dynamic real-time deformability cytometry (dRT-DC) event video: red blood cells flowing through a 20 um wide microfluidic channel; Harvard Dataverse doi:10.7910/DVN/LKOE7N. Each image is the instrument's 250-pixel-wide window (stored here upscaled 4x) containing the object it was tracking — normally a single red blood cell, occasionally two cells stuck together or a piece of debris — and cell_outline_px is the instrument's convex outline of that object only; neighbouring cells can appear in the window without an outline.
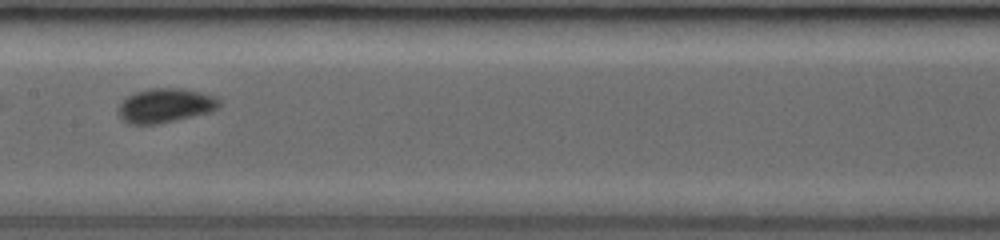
{"species": "common noctule bat (a hibernating species)", "species_latin": "Nyctalus noctula", "temperature_condition": "room temperature", "stored_images_in_passage": 29, "camera_frame_rate_fps": 3000, "um_per_image_px": 0.085, "animal": {"sex": "female", "body_mass_g": 19.0, "forearm_length_mm": 53.3}, "frame": {"image": 1, "passage_image": 9, "time_ms": 2.667, "image_size_px": [1000, 240], "cell_outline_px": [[220, 108], [212, 112], [176, 120], [156, 124], [128, 124], [120, 116], [116, 108], [128, 96], [136, 92], [148, 88], [184, 88], [216, 96], [220, 100]], "centroid_in_image_um": [14.09, 8.96], "position_along_channel_um": 193.3, "area_um2": 20.35}}